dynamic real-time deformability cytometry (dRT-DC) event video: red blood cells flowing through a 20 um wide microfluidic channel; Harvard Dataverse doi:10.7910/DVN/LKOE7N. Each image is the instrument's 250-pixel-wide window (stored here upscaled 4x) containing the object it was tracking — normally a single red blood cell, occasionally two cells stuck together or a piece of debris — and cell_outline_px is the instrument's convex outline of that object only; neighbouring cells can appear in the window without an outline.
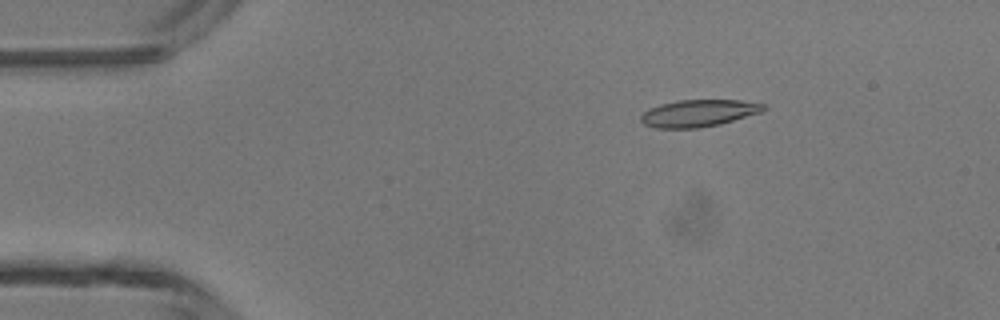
{"species": "common noctule bat (a hibernating species)", "species_latin": "Nyctalus noctula", "temperature_condition": "room temperature", "stored_images_in_passage": 45, "camera_frame_rate_fps": 3000, "um_per_image_px": 0.085, "animal": {"sex": "male", "body_mass_g": 13.3}, "frame": {"image": 1, "passage_image": 6, "time_ms": 1.667, "image_size_px": [1000, 320], "cell_outline_px": [[768, 108], [760, 112], [720, 124], [700, 128], [656, 128], [644, 124], [640, 120], [640, 116], [648, 108], [660, 104], [680, 100], [740, 100], [764, 104]], "centroid_in_image_um": [59.36, 9.62], "position_along_channel_um": 25.6, "area_um2": 19.31}}
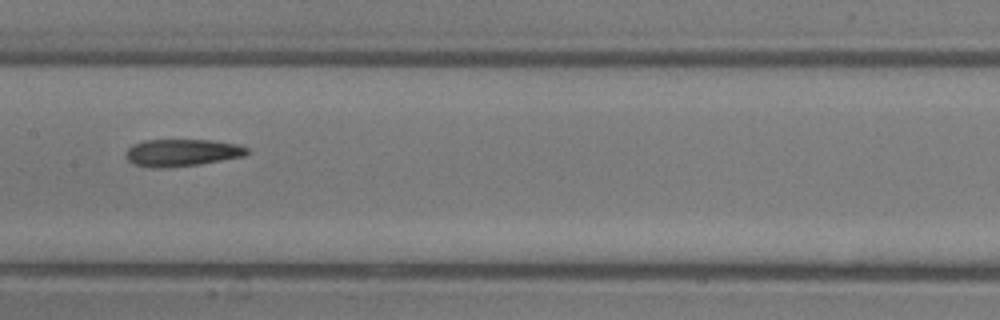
{"frame": {"image": 2, "passage_image": 22, "time_ms": 7.0, "image_size_px": [1000, 320], "cell_outline_px": [[248, 152], [244, 156], [200, 164], [164, 168], [152, 168], [136, 164], [128, 160], [124, 156], [124, 152], [132, 144], [144, 140], [208, 140], [240, 144], [248, 148]], "centroid_in_image_um": [15.44, 12.97], "position_along_channel_um": 192.0, "area_um2": 19.31}}
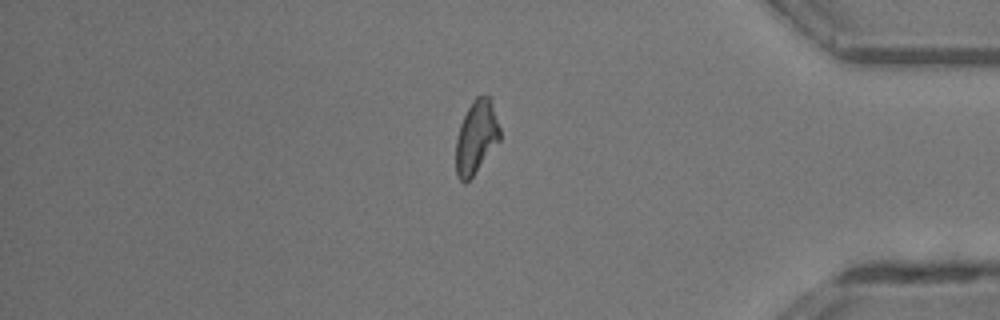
{"frame": {"image": 3, "passage_image": 38, "time_ms": 12.333, "image_size_px": [1000, 320], "cell_outline_px": [[500, 140], [472, 176], [464, 184], [456, 176], [456, 140], [460, 124], [472, 100], [476, 96], [488, 96], [492, 104], [500, 128]], "centroid_in_image_um": [40.47, 11.66], "position_along_channel_um": 394.7, "area_um2": 18.5}, "authors_computed_cell_mechanics": {"area_um2": 19.2474, "velocity_mm_per_s": 4.3961, "shape_relaxation_time_tau1_ms": 6.2972, "shape_relaxation_time_tau2_ms": 6.7676, "deformation_change_tau1": 0.2192, "deformation_change_tau2": 0.1858}}